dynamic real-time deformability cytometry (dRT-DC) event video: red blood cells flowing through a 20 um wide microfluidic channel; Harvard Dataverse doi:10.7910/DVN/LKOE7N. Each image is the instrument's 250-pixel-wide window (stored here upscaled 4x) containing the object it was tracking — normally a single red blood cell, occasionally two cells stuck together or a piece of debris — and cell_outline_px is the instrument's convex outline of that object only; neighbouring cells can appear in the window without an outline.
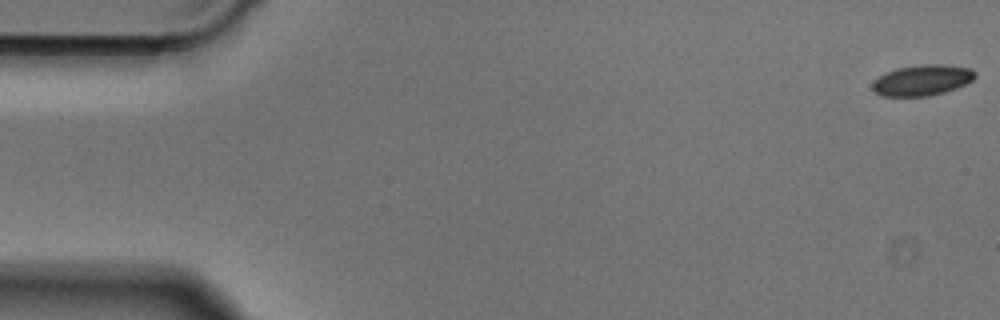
{"species": "Egyptian fruit bat (a non-hibernating species)", "species_latin": "Rousettus aegyptiacus", "temperature_condition": "cold", "stored_images_in_passage": 50, "camera_frame_rate_fps": 3000, "um_per_image_px": 0.085, "animal": {"sex": "male"}, "frame": {"image": 1, "passage_image": 1, "time_ms": 0.0, "image_size_px": [1000, 320], "cell_outline_px": [[976, 76], [972, 80], [956, 88], [944, 92], [928, 96], [880, 96], [872, 88], [872, 84], [880, 76], [896, 68], [920, 64], [944, 64], [972, 68], [976, 72]], "centroid_in_image_um": [78.42, 6.8], "position_along_channel_um": 6.6, "area_um2": 18.38}}
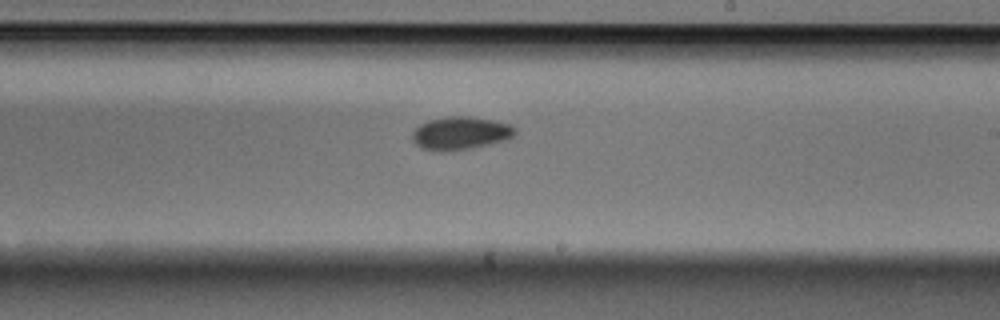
{"frame": {"image": 2, "passage_image": 29, "time_ms": 9.333, "image_size_px": [1000, 320], "cell_outline_px": [[516, 132], [512, 136], [504, 140], [472, 148], [444, 152], [440, 152], [420, 148], [412, 140], [412, 132], [420, 124], [428, 120], [452, 116], [468, 116], [492, 120], [508, 124], [516, 128]], "centroid_in_image_um": [39.09, 11.33], "position_along_channel_um": 249.9, "area_um2": 19.71}}
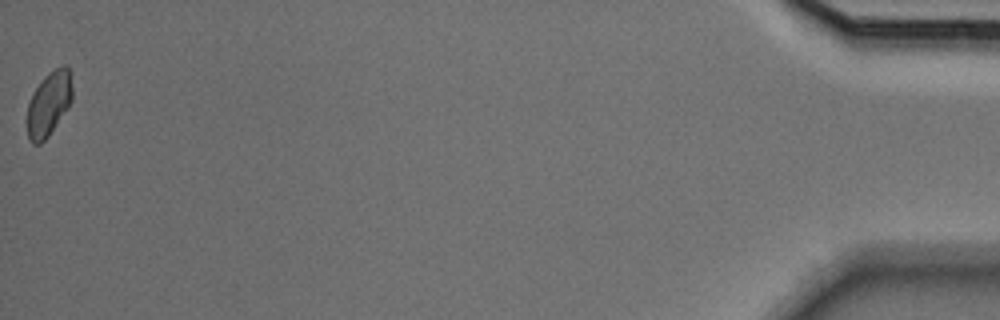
{"frame": {"image": 3, "passage_image": 50, "time_ms": 16.333, "image_size_px": [1000, 320], "cell_outline_px": [[72, 100], [68, 108], [48, 136], [40, 144], [32, 144], [28, 140], [28, 104], [36, 88], [44, 76], [48, 72], [64, 64], [72, 72]], "centroid_in_image_um": [4.18, 8.79], "position_along_channel_um": 431.0, "area_um2": 16.94}}